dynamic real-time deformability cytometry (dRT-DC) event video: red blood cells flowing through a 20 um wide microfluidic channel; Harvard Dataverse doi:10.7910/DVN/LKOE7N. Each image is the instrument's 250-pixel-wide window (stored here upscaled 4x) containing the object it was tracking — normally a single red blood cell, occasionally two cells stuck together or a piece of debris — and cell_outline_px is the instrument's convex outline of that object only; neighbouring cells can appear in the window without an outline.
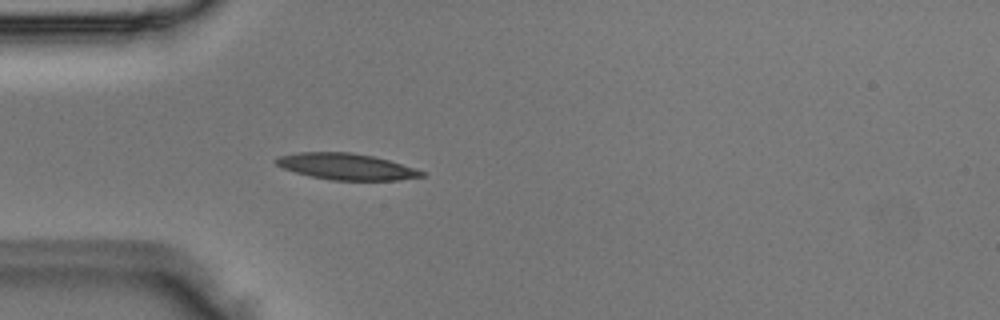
{"species": "Egyptian fruit bat (a non-hibernating species)", "species_latin": "Rousettus aegyptiacus", "temperature_condition": "room temperature", "stored_images_in_passage": 4, "camera_frame_rate_fps": 3000, "um_per_image_px": 0.085, "animal": {"sex": "male"}, "frame": {"image": 1, "passage_image": 4, "time_ms": 1.0, "image_size_px": [1000, 320], "cell_outline_px": [[428, 176], [400, 180], [332, 180], [312, 176], [296, 172], [284, 168], [276, 164], [272, 160], [276, 156], [300, 152], [352, 152], [372, 156], [388, 160], [428, 172]], "centroid_in_image_um": [29.47, 14.15], "position_along_channel_um": 55.5, "area_um2": 22.43}}